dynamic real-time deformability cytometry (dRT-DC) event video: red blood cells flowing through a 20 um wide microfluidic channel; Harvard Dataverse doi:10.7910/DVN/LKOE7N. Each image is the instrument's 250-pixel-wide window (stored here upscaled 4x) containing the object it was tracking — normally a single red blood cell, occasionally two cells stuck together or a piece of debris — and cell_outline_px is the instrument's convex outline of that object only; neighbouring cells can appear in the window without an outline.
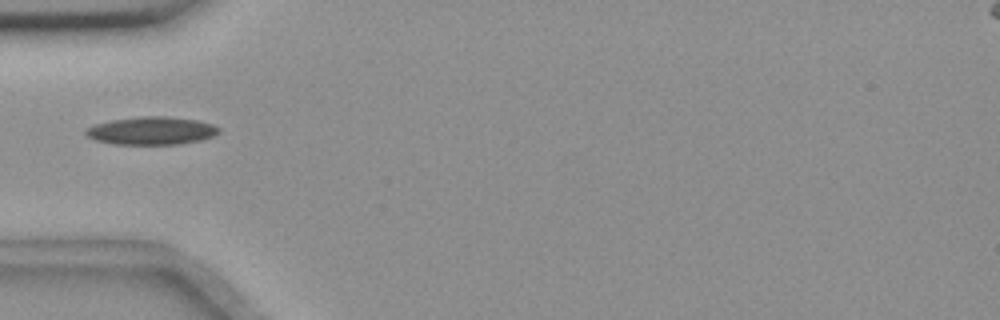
{"species": "common noctule bat (a hibernating species)", "species_latin": "Nyctalus noctula", "temperature_condition": "room temperature", "stored_images_in_passage": 38, "camera_frame_rate_fps": 3000, "um_per_image_px": 0.085, "animal": {"sex": "female", "body_mass_g": 18.4}, "frame": {"image": 1, "passage_image": 1, "time_ms": 0.0, "image_size_px": [1000, 320], "cell_outline_px": [[220, 132], [212, 136], [200, 140], [176, 144], [112, 144], [96, 140], [88, 136], [84, 132], [88, 128], [96, 124], [112, 120], [140, 116], [168, 116], [200, 120], [212, 124], [220, 128]], "centroid_in_image_um": [12.91, 11.1], "position_along_channel_um": 72.1, "area_um2": 21.56}}
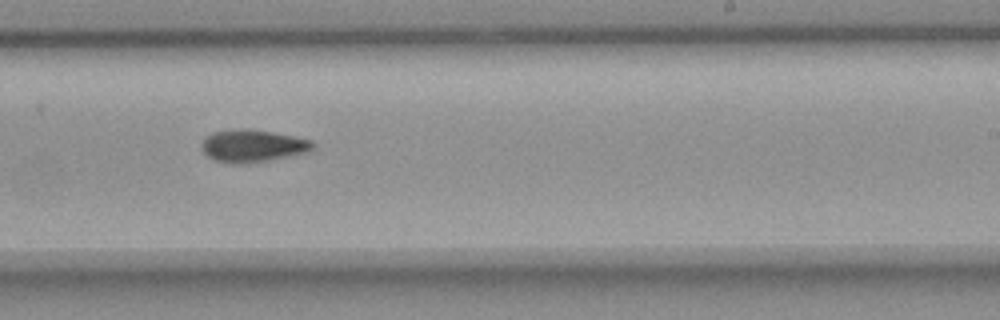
{"frame": {"image": 2, "passage_image": 17, "time_ms": 5.333, "image_size_px": [1000, 320], "cell_outline_px": [[316, 144], [308, 152], [268, 160], [236, 164], [212, 160], [200, 148], [200, 144], [204, 136], [212, 132], [232, 128], [248, 128], [296, 136], [312, 140]], "centroid_in_image_um": [21.43, 12.37], "position_along_channel_um": 267.6, "area_um2": 21.33}}
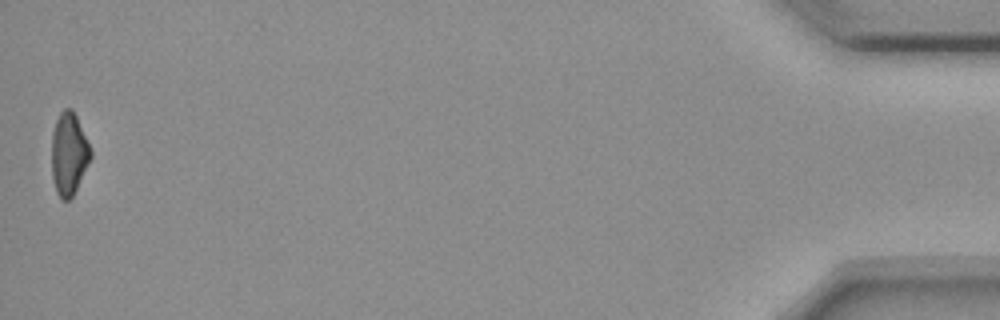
{"frame": {"image": 3, "passage_image": 38, "time_ms": 12.333, "image_size_px": [1000, 320], "cell_outline_px": [[92, 156], [72, 196], [68, 200], [60, 200], [56, 192], [52, 176], [52, 132], [56, 120], [60, 112], [64, 108], [72, 108], [76, 116], [92, 152]], "centroid_in_image_um": [5.83, 13.07], "position_along_channel_um": 429.4, "area_um2": 18.55}}